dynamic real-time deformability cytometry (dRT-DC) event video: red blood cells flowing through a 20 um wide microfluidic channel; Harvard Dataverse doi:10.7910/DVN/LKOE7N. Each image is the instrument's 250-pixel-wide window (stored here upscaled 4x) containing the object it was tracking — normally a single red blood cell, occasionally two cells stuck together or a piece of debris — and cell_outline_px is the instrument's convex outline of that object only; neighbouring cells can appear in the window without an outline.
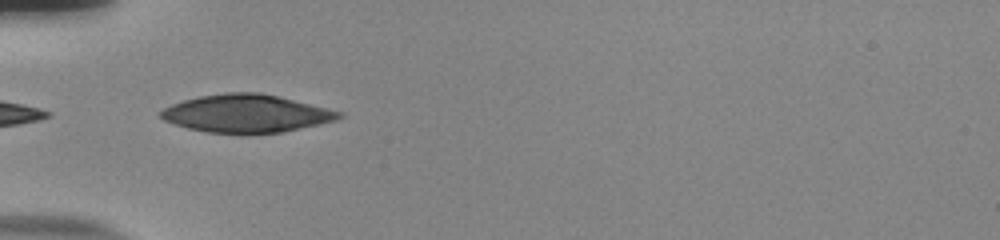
{"species": "human", "species_latin": "Homo sapiens", "temperature_condition": "room temperature", "stored_images_in_passage": 36, "camera_frame_rate_fps": 3000, "um_per_image_px": 0.085, "donor": {"sex": "male"}, "frame": {"image": 1, "passage_image": 1, "time_ms": 0.0, "image_size_px": [1000, 240], "cell_outline_px": [[344, 116], [336, 120], [320, 124], [284, 132], [208, 132], [188, 128], [164, 120], [160, 116], [160, 112], [164, 108], [172, 104], [184, 100], [200, 96], [228, 92], [260, 92], [344, 112]], "centroid_in_image_um": [20.97, 9.63], "position_along_channel_um": 64.0, "area_um2": 38.73}}
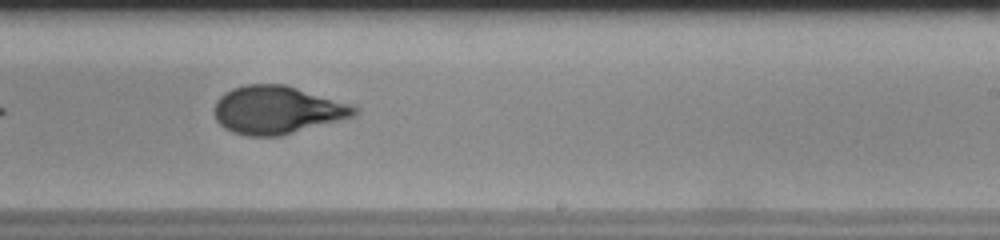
{"frame": {"image": 2, "passage_image": 17, "time_ms": 5.333, "image_size_px": [1000, 240], "cell_outline_px": [[360, 112], [356, 116], [280, 136], [248, 136], [232, 132], [224, 128], [216, 120], [216, 100], [224, 92], [232, 88], [244, 84], [284, 84], [352, 104], [360, 108]], "centroid_in_image_um": [23.59, 9.34], "position_along_channel_um": 265.4, "area_um2": 39.3}}
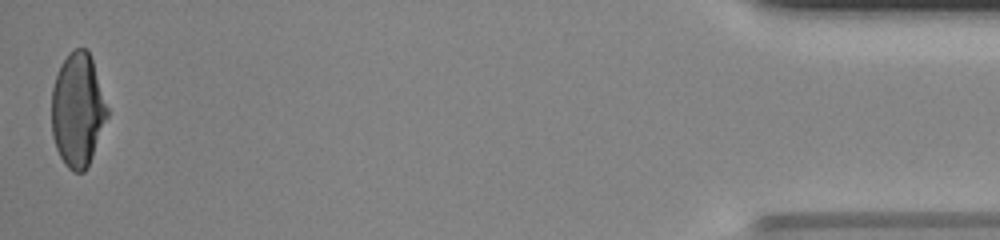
{"frame": {"image": 3, "passage_image": 36, "time_ms": 11.667, "image_size_px": [1000, 240], "cell_outline_px": [[108, 116], [92, 156], [84, 172], [72, 172], [64, 164], [56, 148], [52, 136], [52, 88], [60, 64], [76, 48], [88, 48], [108, 108]], "centroid_in_image_um": [6.6, 9.36], "position_along_channel_um": 428.6, "area_um2": 36.65}, "authors_computed_cell_mechanics": {"area_um2": 38.5815, "velocity_mm_per_s": 3.8498, "shape_relaxation_time_tau1_ms": 6.0533, "shape_relaxation_time_tau2_ms": null, "deformation_change_tau1": 0.2318, "deformation_change_tau2": null}}